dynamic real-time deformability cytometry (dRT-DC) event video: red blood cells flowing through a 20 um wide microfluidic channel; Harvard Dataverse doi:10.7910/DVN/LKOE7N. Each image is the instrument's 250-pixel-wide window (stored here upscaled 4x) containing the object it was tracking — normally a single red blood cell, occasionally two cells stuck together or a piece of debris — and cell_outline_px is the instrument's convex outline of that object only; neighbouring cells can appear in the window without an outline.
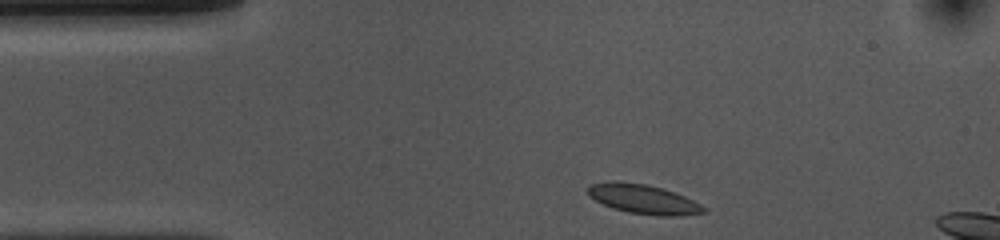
{"species": "common noctule bat (a hibernating species)", "species_latin": "Nyctalus noctula", "temperature_condition": "cold", "stored_images_in_passage": 6, "camera_frame_rate_fps": 3000, "um_per_image_px": 0.085, "animal": {"sex": "female", "body_mass_g": 10.0, "forearm_length_mm": 53.1}, "frame": {"image": 1, "passage_image": 1, "time_ms": 0.0, "image_size_px": [1000, 240], "cell_outline_px": [[704, 212], [680, 216], [660, 216], [628, 212], [612, 208], [588, 196], [588, 188], [592, 184], [612, 180], [648, 184], [684, 196], [700, 204], [704, 208]], "centroid_in_image_um": [54.64, 16.92], "position_along_channel_um": 30.4, "area_um2": 19.59}}